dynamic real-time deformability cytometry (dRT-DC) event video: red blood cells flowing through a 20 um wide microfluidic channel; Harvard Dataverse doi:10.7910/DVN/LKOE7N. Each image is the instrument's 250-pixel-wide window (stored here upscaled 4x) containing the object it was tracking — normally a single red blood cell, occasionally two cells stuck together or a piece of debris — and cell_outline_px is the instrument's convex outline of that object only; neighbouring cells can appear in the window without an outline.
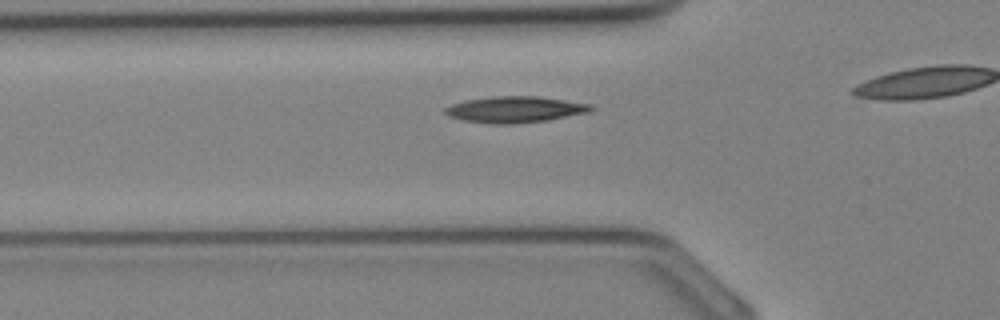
{"species": "Egyptian fruit bat (a non-hibernating species)", "species_latin": "Rousettus aegyptiacus", "temperature_condition": "cold", "stored_images_in_passage": 23, "camera_frame_rate_fps": 3000, "um_per_image_px": 0.085, "animal": {"sex": "female"}, "frame": {"image": 1, "passage_image": 7, "time_ms": 2.0, "image_size_px": [1000, 320], "cell_outline_px": [[596, 108], [592, 112], [548, 120], [516, 124], [492, 124], [464, 120], [448, 116], [444, 112], [444, 108], [452, 104], [468, 100], [496, 96], [540, 96], [592, 104]], "centroid_in_image_um": [43.85, 9.31], "position_along_channel_um": 81.9, "area_um2": 22.48}}